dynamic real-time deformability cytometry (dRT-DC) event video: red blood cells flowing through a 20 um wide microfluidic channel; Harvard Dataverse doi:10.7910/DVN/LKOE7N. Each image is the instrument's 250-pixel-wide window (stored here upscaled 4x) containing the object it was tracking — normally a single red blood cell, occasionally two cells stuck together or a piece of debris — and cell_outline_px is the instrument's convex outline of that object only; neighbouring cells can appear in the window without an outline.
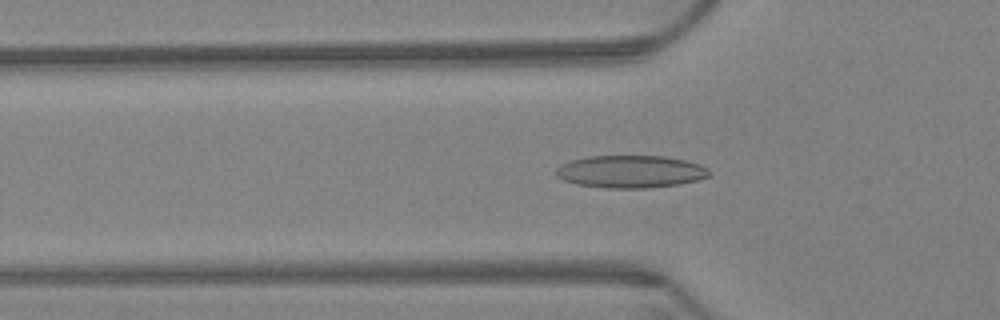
{"species": "Egyptian fruit bat (a non-hibernating species)", "species_latin": "Rousettus aegyptiacus", "temperature_condition": "warm", "stored_images_in_passage": 62, "camera_frame_rate_fps": 3000, "um_per_image_px": 0.085, "animal": {"sex": "female"}, "frame": {"image": 1, "passage_image": 20, "time_ms": 6.333, "image_size_px": [1000, 320], "cell_outline_px": [[708, 176], [696, 180], [680, 184], [644, 188], [604, 188], [576, 184], [564, 180], [556, 176], [556, 168], [560, 164], [572, 160], [588, 156], [664, 156], [684, 160], [700, 164], [708, 168]], "centroid_in_image_um": [53.56, 14.58], "position_along_channel_um": 72.2, "area_um2": 28.96}}
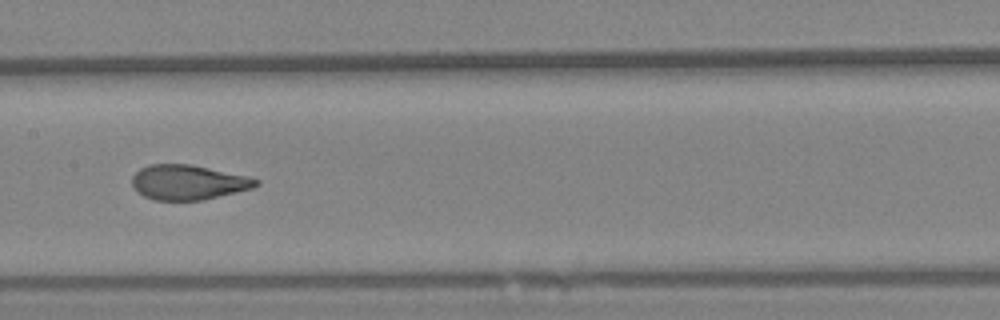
{"frame": {"image": 2, "passage_image": 31, "time_ms": 10.0, "image_size_px": [1000, 320], "cell_outline_px": [[260, 184], [252, 188], [236, 192], [200, 200], [156, 200], [144, 196], [132, 184], [132, 176], [140, 168], [148, 164], [192, 164], [248, 176], [260, 180]], "centroid_in_image_um": [16.01, 15.48], "position_along_channel_um": 191.4, "area_um2": 25.03}}
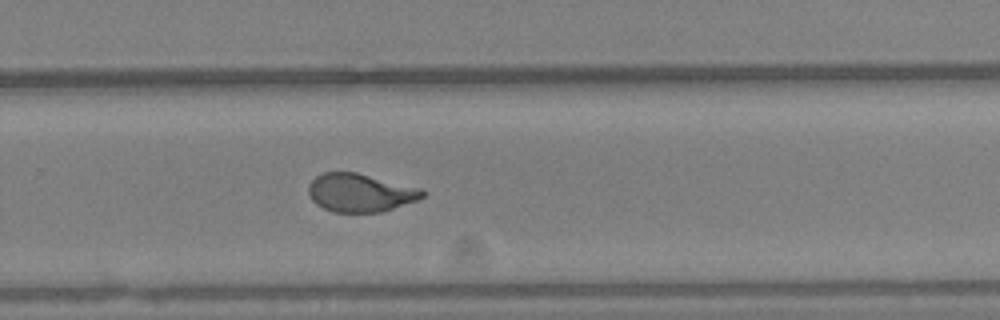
{"frame": {"image": 3, "passage_image": 41, "time_ms": 13.333, "image_size_px": [1000, 320], "cell_outline_px": [[424, 196], [416, 200], [380, 212], [332, 212], [316, 204], [312, 200], [308, 192], [308, 188], [312, 180], [316, 176], [324, 172], [356, 172], [420, 188], [424, 192]], "centroid_in_image_um": [30.58, 16.38], "position_along_channel_um": 299.2, "area_um2": 25.09}, "authors_computed_cell_mechanics": {"area_um2": 25.5765, "velocity_mm_per_s": 3.2404, "shape_relaxation_time_tau1_ms": 9.9807, "shape_relaxation_time_tau2_ms": 1.0365, "deformation_change_tau1": 0.2543, "deformation_change_tau2": 0.0809}}